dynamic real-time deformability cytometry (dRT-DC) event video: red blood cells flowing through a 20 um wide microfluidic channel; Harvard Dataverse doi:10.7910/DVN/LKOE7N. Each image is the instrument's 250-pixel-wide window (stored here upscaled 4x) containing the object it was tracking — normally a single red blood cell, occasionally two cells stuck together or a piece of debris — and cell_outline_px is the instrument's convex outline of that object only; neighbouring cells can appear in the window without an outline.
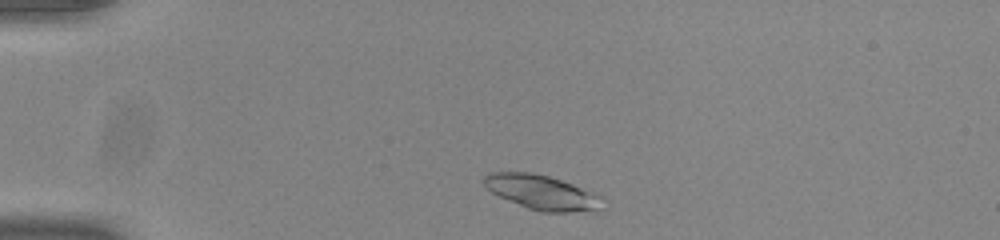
{"species": "common noctule bat (a hibernating species)", "species_latin": "Nyctalus noctula", "temperature_condition": "room temperature", "stored_images_in_passage": 44, "camera_frame_rate_fps": 3000, "um_per_image_px": 0.085, "animal": {"sex": "male", "body_mass_g": 20.0, "forearm_length_mm": 53.3}, "frame": {"image": 1, "passage_image": 3, "time_ms": 0.667, "image_size_px": [1000, 240], "cell_outline_px": [[608, 208], [572, 212], [540, 212], [528, 208], [500, 196], [492, 192], [480, 180], [488, 172], [532, 172], [548, 176], [596, 192], [604, 196]], "centroid_in_image_um": [46.15, 16.35], "position_along_channel_um": 38.9, "area_um2": 24.22}}
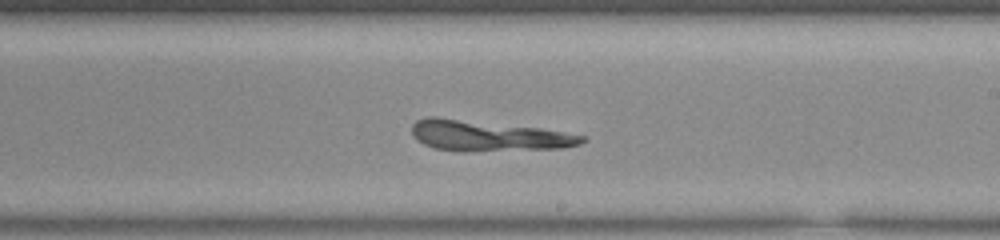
{"frame": {"image": 2, "passage_image": 23, "time_ms": 7.333, "image_size_px": [1000, 240], "cell_outline_px": [[588, 140], [580, 144], [564, 148], [468, 152], [460, 152], [432, 148], [416, 140], [412, 132], [412, 124], [416, 120], [428, 116], [436, 116], [540, 128], [588, 136]], "centroid_in_image_um": [41.48, 11.55], "position_along_channel_um": 247.5, "area_um2": 30.92}}
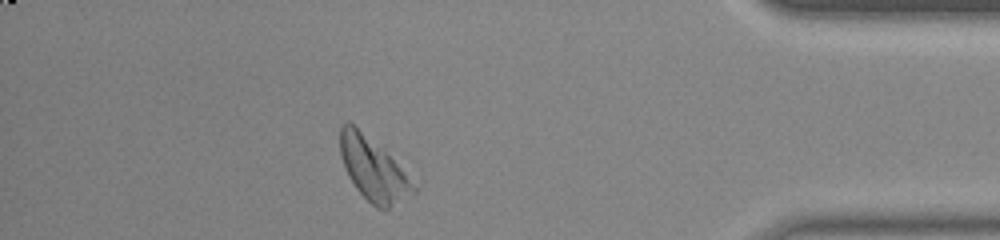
{"frame": {"image": 3, "passage_image": 38, "time_ms": 12.333, "image_size_px": [1000, 240], "cell_outline_px": [[416, 192], [388, 208], [376, 208], [356, 188], [348, 176], [340, 156], [340, 124], [344, 120], [348, 120], [384, 152], [396, 164], [416, 188]], "centroid_in_image_um": [31.64, 14.37], "position_along_channel_um": 403.6, "area_um2": 25.72}}